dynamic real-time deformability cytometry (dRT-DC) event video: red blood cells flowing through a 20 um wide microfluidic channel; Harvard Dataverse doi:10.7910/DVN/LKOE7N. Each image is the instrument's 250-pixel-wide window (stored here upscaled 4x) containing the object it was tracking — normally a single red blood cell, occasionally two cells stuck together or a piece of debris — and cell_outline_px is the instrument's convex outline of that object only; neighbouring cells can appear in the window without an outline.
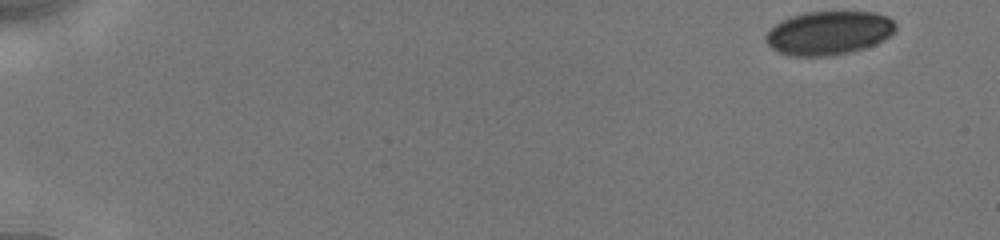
{"species": "human", "species_latin": "Homo sapiens", "temperature_condition": "cold", "stored_images_in_passage": 22, "camera_frame_rate_fps": 3000, "um_per_image_px": 0.085, "donor": {"sex": "male"}, "frame": {"image": 1, "passage_image": 1, "time_ms": 0.0, "image_size_px": [1000, 240], "cell_outline_px": [[896, 32], [892, 36], [884, 40], [864, 48], [848, 52], [828, 56], [788, 56], [776, 52], [768, 44], [764, 36], [780, 20], [804, 12], [876, 12], [888, 16], [896, 24]], "centroid_in_image_um": [70.46, 2.8], "position_along_channel_um": 14.5, "area_um2": 33.29}}
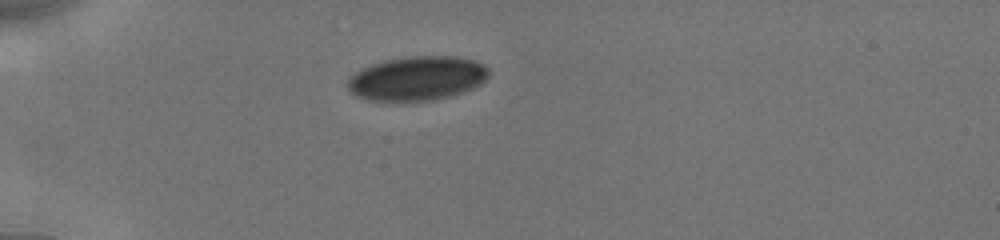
{"frame": {"image": 2, "passage_image": 19, "time_ms": 4.333, "image_size_px": [1000, 240], "cell_outline_px": [[488, 76], [480, 84], [472, 88], [448, 96], [432, 100], [368, 100], [356, 96], [348, 88], [348, 80], [360, 68], [384, 60], [408, 56], [456, 56], [472, 60], [484, 64], [488, 68]], "centroid_in_image_um": [35.45, 6.64], "position_along_channel_um": 49.6, "area_um2": 35.95}}